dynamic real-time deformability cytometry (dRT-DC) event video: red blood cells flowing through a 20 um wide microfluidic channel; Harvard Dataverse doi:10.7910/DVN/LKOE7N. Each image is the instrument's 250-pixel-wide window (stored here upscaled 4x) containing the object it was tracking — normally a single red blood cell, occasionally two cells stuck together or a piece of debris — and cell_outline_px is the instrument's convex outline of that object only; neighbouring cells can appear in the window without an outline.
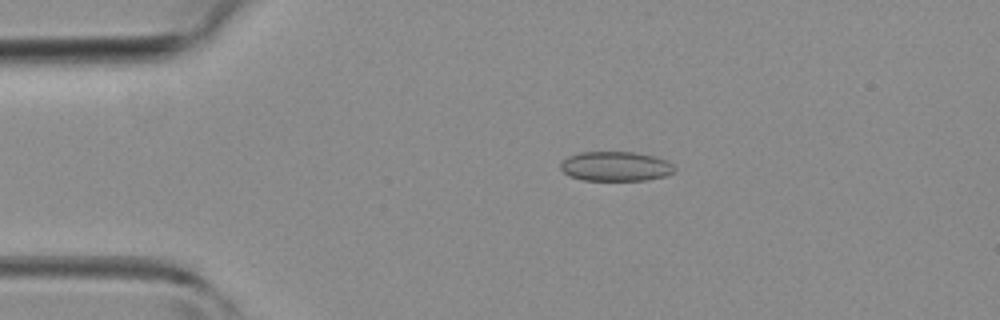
{"species": "common noctule bat (a hibernating species)", "species_latin": "Nyctalus noctula", "temperature_condition": "room temperature", "stored_images_in_passage": 37, "camera_frame_rate_fps": 3000, "um_per_image_px": 0.085, "animal": {"sex": "female", "body_mass_g": 19.3, "forearm_length_mm": 54.1}, "frame": {"image": 1, "passage_image": 2, "time_ms": 0.333, "image_size_px": [1000, 320], "cell_outline_px": [[676, 168], [672, 172], [664, 176], [648, 180], [580, 180], [564, 172], [560, 168], [560, 164], [568, 156], [580, 152], [632, 152], [652, 156], [664, 160], [672, 164]], "centroid_in_image_um": [52.3, 14.14], "position_along_channel_um": 32.7, "area_um2": 19.42}}
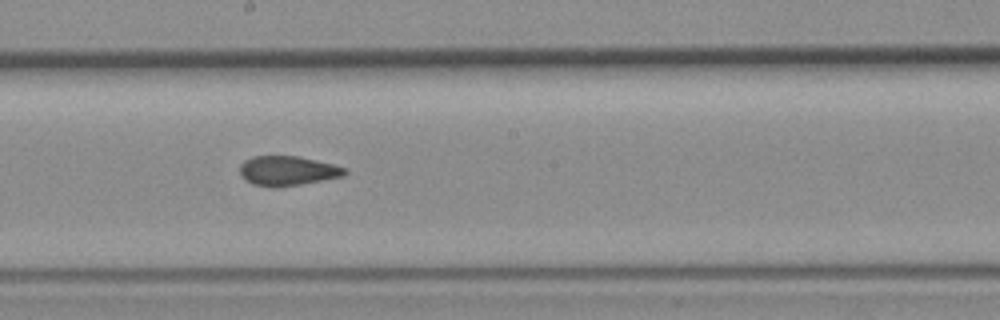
{"frame": {"image": 2, "passage_image": 17, "time_ms": 5.333, "image_size_px": [1000, 320], "cell_outline_px": [[348, 172], [344, 176], [300, 184], [276, 188], [272, 188], [252, 184], [244, 180], [240, 176], [240, 164], [244, 160], [252, 156], [296, 156], [332, 164], [348, 168]], "centroid_in_image_um": [24.4, 14.53], "position_along_channel_um": 223.8, "area_um2": 18.26}}
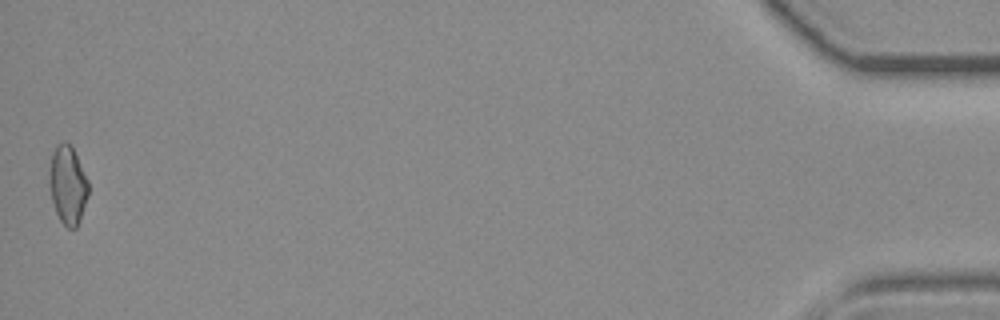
{"frame": {"image": 3, "passage_image": 37, "time_ms": 12.0, "image_size_px": [1000, 320], "cell_outline_px": [[88, 196], [80, 220], [76, 228], [68, 228], [60, 220], [56, 212], [52, 200], [48, 184], [48, 180], [52, 152], [56, 144], [68, 144], [72, 148], [88, 180]], "centroid_in_image_um": [5.74, 15.76], "position_along_channel_um": 429.5, "area_um2": 17.63}}